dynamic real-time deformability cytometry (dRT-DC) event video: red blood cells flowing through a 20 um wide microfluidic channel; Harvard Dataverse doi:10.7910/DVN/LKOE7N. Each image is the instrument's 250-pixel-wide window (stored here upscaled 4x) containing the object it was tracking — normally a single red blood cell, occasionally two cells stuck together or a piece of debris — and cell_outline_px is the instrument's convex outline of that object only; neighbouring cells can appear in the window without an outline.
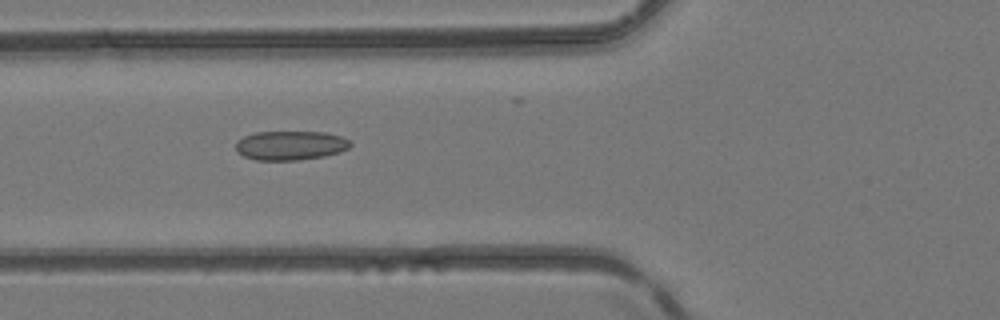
{"species": "common noctule bat (a hibernating species)", "species_latin": "Nyctalus noctula", "temperature_condition": "room temperature", "stored_images_in_passage": 4, "camera_frame_rate_fps": 3000, "um_per_image_px": 0.085, "animal": {"sex": "female", "body_mass_g": 24.6, "forearm_length_mm": 56.2}, "frame": {"image": 1, "passage_image": 4, "time_ms": 1.0, "image_size_px": [1000, 320], "cell_outline_px": [[352, 144], [348, 148], [340, 152], [324, 156], [296, 160], [256, 160], [244, 156], [236, 152], [236, 140], [244, 136], [256, 132], [324, 132], [340, 136], [348, 140]], "centroid_in_image_um": [24.66, 12.36], "position_along_channel_um": 101.1, "area_um2": 19.48}}